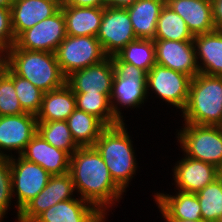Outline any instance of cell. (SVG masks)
Wrapping results in <instances>:
<instances>
[{"label": "cell", "instance_id": "obj_11", "mask_svg": "<svg viewBox=\"0 0 222 222\" xmlns=\"http://www.w3.org/2000/svg\"><path fill=\"white\" fill-rule=\"evenodd\" d=\"M191 77L159 64H155L147 73V93L152 89L159 98L184 110L189 98Z\"/></svg>", "mask_w": 222, "mask_h": 222}, {"label": "cell", "instance_id": "obj_24", "mask_svg": "<svg viewBox=\"0 0 222 222\" xmlns=\"http://www.w3.org/2000/svg\"><path fill=\"white\" fill-rule=\"evenodd\" d=\"M75 109V94L65 84L59 89L44 93L36 118L38 122L66 121Z\"/></svg>", "mask_w": 222, "mask_h": 222}, {"label": "cell", "instance_id": "obj_1", "mask_svg": "<svg viewBox=\"0 0 222 222\" xmlns=\"http://www.w3.org/2000/svg\"><path fill=\"white\" fill-rule=\"evenodd\" d=\"M69 174L81 199L102 214L123 194L114 182L103 158L94 147H79L70 157Z\"/></svg>", "mask_w": 222, "mask_h": 222}, {"label": "cell", "instance_id": "obj_30", "mask_svg": "<svg viewBox=\"0 0 222 222\" xmlns=\"http://www.w3.org/2000/svg\"><path fill=\"white\" fill-rule=\"evenodd\" d=\"M37 133L50 145L66 151L70 156L79 148L66 121L38 122Z\"/></svg>", "mask_w": 222, "mask_h": 222}, {"label": "cell", "instance_id": "obj_21", "mask_svg": "<svg viewBox=\"0 0 222 222\" xmlns=\"http://www.w3.org/2000/svg\"><path fill=\"white\" fill-rule=\"evenodd\" d=\"M193 42L199 73L222 76V31L196 35Z\"/></svg>", "mask_w": 222, "mask_h": 222}, {"label": "cell", "instance_id": "obj_42", "mask_svg": "<svg viewBox=\"0 0 222 222\" xmlns=\"http://www.w3.org/2000/svg\"><path fill=\"white\" fill-rule=\"evenodd\" d=\"M217 178L222 182V165L217 167Z\"/></svg>", "mask_w": 222, "mask_h": 222}, {"label": "cell", "instance_id": "obj_29", "mask_svg": "<svg viewBox=\"0 0 222 222\" xmlns=\"http://www.w3.org/2000/svg\"><path fill=\"white\" fill-rule=\"evenodd\" d=\"M123 62H128L147 73L156 64L155 45L153 39H140L129 42L116 54Z\"/></svg>", "mask_w": 222, "mask_h": 222}, {"label": "cell", "instance_id": "obj_39", "mask_svg": "<svg viewBox=\"0 0 222 222\" xmlns=\"http://www.w3.org/2000/svg\"><path fill=\"white\" fill-rule=\"evenodd\" d=\"M6 66V51L0 48V74Z\"/></svg>", "mask_w": 222, "mask_h": 222}, {"label": "cell", "instance_id": "obj_25", "mask_svg": "<svg viewBox=\"0 0 222 222\" xmlns=\"http://www.w3.org/2000/svg\"><path fill=\"white\" fill-rule=\"evenodd\" d=\"M164 0H138L126 7L136 38L154 39Z\"/></svg>", "mask_w": 222, "mask_h": 222}, {"label": "cell", "instance_id": "obj_5", "mask_svg": "<svg viewBox=\"0 0 222 222\" xmlns=\"http://www.w3.org/2000/svg\"><path fill=\"white\" fill-rule=\"evenodd\" d=\"M111 59L115 73L110 95L111 108L114 116L124 122L117 105L138 108L144 104V99L148 97L147 72L131 63L123 62L117 55L111 56Z\"/></svg>", "mask_w": 222, "mask_h": 222}, {"label": "cell", "instance_id": "obj_7", "mask_svg": "<svg viewBox=\"0 0 222 222\" xmlns=\"http://www.w3.org/2000/svg\"><path fill=\"white\" fill-rule=\"evenodd\" d=\"M55 56L66 78L73 72L98 64L108 57L97 37L70 35L59 44Z\"/></svg>", "mask_w": 222, "mask_h": 222}, {"label": "cell", "instance_id": "obj_33", "mask_svg": "<svg viewBox=\"0 0 222 222\" xmlns=\"http://www.w3.org/2000/svg\"><path fill=\"white\" fill-rule=\"evenodd\" d=\"M24 113L16 95L14 81L3 71L0 74V116Z\"/></svg>", "mask_w": 222, "mask_h": 222}, {"label": "cell", "instance_id": "obj_26", "mask_svg": "<svg viewBox=\"0 0 222 222\" xmlns=\"http://www.w3.org/2000/svg\"><path fill=\"white\" fill-rule=\"evenodd\" d=\"M75 143L79 147H93L107 127L99 118L75 109L66 120Z\"/></svg>", "mask_w": 222, "mask_h": 222}, {"label": "cell", "instance_id": "obj_27", "mask_svg": "<svg viewBox=\"0 0 222 222\" xmlns=\"http://www.w3.org/2000/svg\"><path fill=\"white\" fill-rule=\"evenodd\" d=\"M193 39L194 36L189 31L185 20L165 4L161 9L153 40L193 41Z\"/></svg>", "mask_w": 222, "mask_h": 222}, {"label": "cell", "instance_id": "obj_13", "mask_svg": "<svg viewBox=\"0 0 222 222\" xmlns=\"http://www.w3.org/2000/svg\"><path fill=\"white\" fill-rule=\"evenodd\" d=\"M37 124L36 116L30 113L0 116V156L11 157L3 152L6 150H18L21 155L37 133Z\"/></svg>", "mask_w": 222, "mask_h": 222}, {"label": "cell", "instance_id": "obj_35", "mask_svg": "<svg viewBox=\"0 0 222 222\" xmlns=\"http://www.w3.org/2000/svg\"><path fill=\"white\" fill-rule=\"evenodd\" d=\"M10 7H0V48L6 52L14 45Z\"/></svg>", "mask_w": 222, "mask_h": 222}, {"label": "cell", "instance_id": "obj_18", "mask_svg": "<svg viewBox=\"0 0 222 222\" xmlns=\"http://www.w3.org/2000/svg\"><path fill=\"white\" fill-rule=\"evenodd\" d=\"M21 156L44 168L51 176L69 173L70 155L60 150L36 133L27 143Z\"/></svg>", "mask_w": 222, "mask_h": 222}, {"label": "cell", "instance_id": "obj_8", "mask_svg": "<svg viewBox=\"0 0 222 222\" xmlns=\"http://www.w3.org/2000/svg\"><path fill=\"white\" fill-rule=\"evenodd\" d=\"M17 161V162H16ZM12 194L17 195V219L20 211L41 192L51 175L40 165L18 155L10 157Z\"/></svg>", "mask_w": 222, "mask_h": 222}, {"label": "cell", "instance_id": "obj_3", "mask_svg": "<svg viewBox=\"0 0 222 222\" xmlns=\"http://www.w3.org/2000/svg\"><path fill=\"white\" fill-rule=\"evenodd\" d=\"M93 147L103 158L114 182L125 192L137 170L135 150L125 123L107 126Z\"/></svg>", "mask_w": 222, "mask_h": 222}, {"label": "cell", "instance_id": "obj_9", "mask_svg": "<svg viewBox=\"0 0 222 222\" xmlns=\"http://www.w3.org/2000/svg\"><path fill=\"white\" fill-rule=\"evenodd\" d=\"M96 37L108 57L116 55L129 42L136 40L127 9L103 7V16Z\"/></svg>", "mask_w": 222, "mask_h": 222}, {"label": "cell", "instance_id": "obj_37", "mask_svg": "<svg viewBox=\"0 0 222 222\" xmlns=\"http://www.w3.org/2000/svg\"><path fill=\"white\" fill-rule=\"evenodd\" d=\"M215 30L222 31V0H211Z\"/></svg>", "mask_w": 222, "mask_h": 222}, {"label": "cell", "instance_id": "obj_40", "mask_svg": "<svg viewBox=\"0 0 222 222\" xmlns=\"http://www.w3.org/2000/svg\"><path fill=\"white\" fill-rule=\"evenodd\" d=\"M164 220H166V222H208L203 219H199V220L164 219Z\"/></svg>", "mask_w": 222, "mask_h": 222}, {"label": "cell", "instance_id": "obj_41", "mask_svg": "<svg viewBox=\"0 0 222 222\" xmlns=\"http://www.w3.org/2000/svg\"><path fill=\"white\" fill-rule=\"evenodd\" d=\"M13 0H0V7H11Z\"/></svg>", "mask_w": 222, "mask_h": 222}, {"label": "cell", "instance_id": "obj_2", "mask_svg": "<svg viewBox=\"0 0 222 222\" xmlns=\"http://www.w3.org/2000/svg\"><path fill=\"white\" fill-rule=\"evenodd\" d=\"M6 65L44 93L66 84V77L52 52L31 51L13 45L6 52Z\"/></svg>", "mask_w": 222, "mask_h": 222}, {"label": "cell", "instance_id": "obj_31", "mask_svg": "<svg viewBox=\"0 0 222 222\" xmlns=\"http://www.w3.org/2000/svg\"><path fill=\"white\" fill-rule=\"evenodd\" d=\"M4 72L14 81L16 95L23 111L36 116L40 111L44 92L29 80L16 75L7 65L4 68Z\"/></svg>", "mask_w": 222, "mask_h": 222}, {"label": "cell", "instance_id": "obj_15", "mask_svg": "<svg viewBox=\"0 0 222 222\" xmlns=\"http://www.w3.org/2000/svg\"><path fill=\"white\" fill-rule=\"evenodd\" d=\"M114 76L112 59L107 57L98 64L73 72L66 78V84L73 93H111Z\"/></svg>", "mask_w": 222, "mask_h": 222}, {"label": "cell", "instance_id": "obj_22", "mask_svg": "<svg viewBox=\"0 0 222 222\" xmlns=\"http://www.w3.org/2000/svg\"><path fill=\"white\" fill-rule=\"evenodd\" d=\"M155 202L165 219L199 220L201 206L196 193L178 191L176 195L154 194Z\"/></svg>", "mask_w": 222, "mask_h": 222}, {"label": "cell", "instance_id": "obj_32", "mask_svg": "<svg viewBox=\"0 0 222 222\" xmlns=\"http://www.w3.org/2000/svg\"><path fill=\"white\" fill-rule=\"evenodd\" d=\"M196 195L201 206L202 219L219 222L222 218V182L217 178Z\"/></svg>", "mask_w": 222, "mask_h": 222}, {"label": "cell", "instance_id": "obj_17", "mask_svg": "<svg viewBox=\"0 0 222 222\" xmlns=\"http://www.w3.org/2000/svg\"><path fill=\"white\" fill-rule=\"evenodd\" d=\"M176 189L182 192L197 193L217 179V167L185 156L173 168Z\"/></svg>", "mask_w": 222, "mask_h": 222}, {"label": "cell", "instance_id": "obj_34", "mask_svg": "<svg viewBox=\"0 0 222 222\" xmlns=\"http://www.w3.org/2000/svg\"><path fill=\"white\" fill-rule=\"evenodd\" d=\"M12 181L9 156H0V222L11 205Z\"/></svg>", "mask_w": 222, "mask_h": 222}, {"label": "cell", "instance_id": "obj_20", "mask_svg": "<svg viewBox=\"0 0 222 222\" xmlns=\"http://www.w3.org/2000/svg\"><path fill=\"white\" fill-rule=\"evenodd\" d=\"M167 5L185 20L193 36L215 30L211 0H171Z\"/></svg>", "mask_w": 222, "mask_h": 222}, {"label": "cell", "instance_id": "obj_14", "mask_svg": "<svg viewBox=\"0 0 222 222\" xmlns=\"http://www.w3.org/2000/svg\"><path fill=\"white\" fill-rule=\"evenodd\" d=\"M154 45L156 64L191 78L199 73L193 41L154 40Z\"/></svg>", "mask_w": 222, "mask_h": 222}, {"label": "cell", "instance_id": "obj_38", "mask_svg": "<svg viewBox=\"0 0 222 222\" xmlns=\"http://www.w3.org/2000/svg\"><path fill=\"white\" fill-rule=\"evenodd\" d=\"M138 0H106L107 7L126 8L133 5Z\"/></svg>", "mask_w": 222, "mask_h": 222}, {"label": "cell", "instance_id": "obj_6", "mask_svg": "<svg viewBox=\"0 0 222 222\" xmlns=\"http://www.w3.org/2000/svg\"><path fill=\"white\" fill-rule=\"evenodd\" d=\"M178 140L185 156L215 165H222V126L184 124Z\"/></svg>", "mask_w": 222, "mask_h": 222}, {"label": "cell", "instance_id": "obj_10", "mask_svg": "<svg viewBox=\"0 0 222 222\" xmlns=\"http://www.w3.org/2000/svg\"><path fill=\"white\" fill-rule=\"evenodd\" d=\"M66 25L62 9L54 15L23 31L14 45L20 49L55 53L59 44L66 38Z\"/></svg>", "mask_w": 222, "mask_h": 222}, {"label": "cell", "instance_id": "obj_36", "mask_svg": "<svg viewBox=\"0 0 222 222\" xmlns=\"http://www.w3.org/2000/svg\"><path fill=\"white\" fill-rule=\"evenodd\" d=\"M61 5L77 7H105L106 0H62Z\"/></svg>", "mask_w": 222, "mask_h": 222}, {"label": "cell", "instance_id": "obj_12", "mask_svg": "<svg viewBox=\"0 0 222 222\" xmlns=\"http://www.w3.org/2000/svg\"><path fill=\"white\" fill-rule=\"evenodd\" d=\"M74 191V183L69 173L51 176L45 188L20 211L17 222H33L55 204L73 199Z\"/></svg>", "mask_w": 222, "mask_h": 222}, {"label": "cell", "instance_id": "obj_23", "mask_svg": "<svg viewBox=\"0 0 222 222\" xmlns=\"http://www.w3.org/2000/svg\"><path fill=\"white\" fill-rule=\"evenodd\" d=\"M60 8L65 19L67 35L97 36L103 16V7L61 5Z\"/></svg>", "mask_w": 222, "mask_h": 222}, {"label": "cell", "instance_id": "obj_43", "mask_svg": "<svg viewBox=\"0 0 222 222\" xmlns=\"http://www.w3.org/2000/svg\"><path fill=\"white\" fill-rule=\"evenodd\" d=\"M169 1H171V0H164L165 4H167Z\"/></svg>", "mask_w": 222, "mask_h": 222}, {"label": "cell", "instance_id": "obj_16", "mask_svg": "<svg viewBox=\"0 0 222 222\" xmlns=\"http://www.w3.org/2000/svg\"><path fill=\"white\" fill-rule=\"evenodd\" d=\"M60 0H13L11 25L15 39L40 21L54 15L61 7Z\"/></svg>", "mask_w": 222, "mask_h": 222}, {"label": "cell", "instance_id": "obj_28", "mask_svg": "<svg viewBox=\"0 0 222 222\" xmlns=\"http://www.w3.org/2000/svg\"><path fill=\"white\" fill-rule=\"evenodd\" d=\"M76 108L99 118L106 126L121 123L113 114L110 95L111 93H74Z\"/></svg>", "mask_w": 222, "mask_h": 222}, {"label": "cell", "instance_id": "obj_4", "mask_svg": "<svg viewBox=\"0 0 222 222\" xmlns=\"http://www.w3.org/2000/svg\"><path fill=\"white\" fill-rule=\"evenodd\" d=\"M182 114L188 124L222 126V76L198 73L193 77Z\"/></svg>", "mask_w": 222, "mask_h": 222}, {"label": "cell", "instance_id": "obj_19", "mask_svg": "<svg viewBox=\"0 0 222 222\" xmlns=\"http://www.w3.org/2000/svg\"><path fill=\"white\" fill-rule=\"evenodd\" d=\"M105 215L81 198L61 201L42 212L33 222H104Z\"/></svg>", "mask_w": 222, "mask_h": 222}]
</instances>
